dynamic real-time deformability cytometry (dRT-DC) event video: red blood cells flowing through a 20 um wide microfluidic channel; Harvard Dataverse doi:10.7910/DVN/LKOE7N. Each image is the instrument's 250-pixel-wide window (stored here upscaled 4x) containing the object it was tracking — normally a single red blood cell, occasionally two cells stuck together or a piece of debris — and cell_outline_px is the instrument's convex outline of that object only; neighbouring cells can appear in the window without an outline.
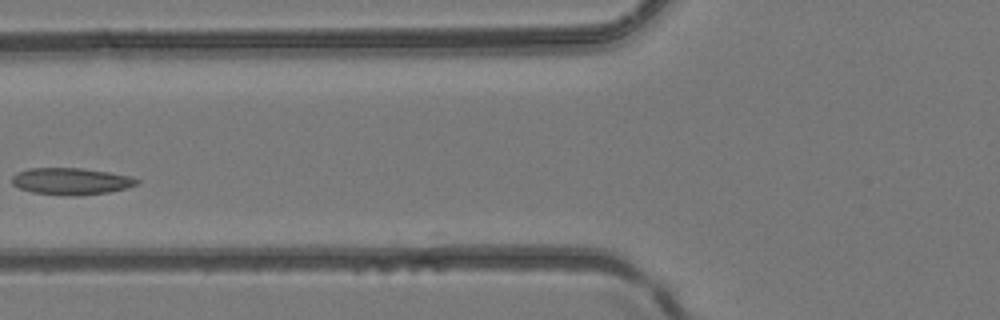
{"species": "common noctule bat (a hibernating species)", "species_latin": "Nyctalus noctula", "temperature_condition": "room temperature", "stored_images_in_passage": 4, "camera_frame_rate_fps": 3000, "um_per_image_px": 0.085, "animal": {"sex": "female", "body_mass_g": 24.6, "forearm_length_mm": 56.2}, "frame": {"image": 1, "passage_image": 4, "time_ms": 1.0, "image_size_px": [1000, 320], "cell_outline_px": [[140, 180], [136, 184], [128, 188], [108, 192], [72, 196], [68, 196], [32, 192], [20, 188], [12, 184], [12, 176], [16, 172], [28, 168], [80, 168], [108, 172], [128, 176]], "centroid_in_image_um": [6.0, 15.4], "position_along_channel_um": 119.8, "area_um2": 19.42}}